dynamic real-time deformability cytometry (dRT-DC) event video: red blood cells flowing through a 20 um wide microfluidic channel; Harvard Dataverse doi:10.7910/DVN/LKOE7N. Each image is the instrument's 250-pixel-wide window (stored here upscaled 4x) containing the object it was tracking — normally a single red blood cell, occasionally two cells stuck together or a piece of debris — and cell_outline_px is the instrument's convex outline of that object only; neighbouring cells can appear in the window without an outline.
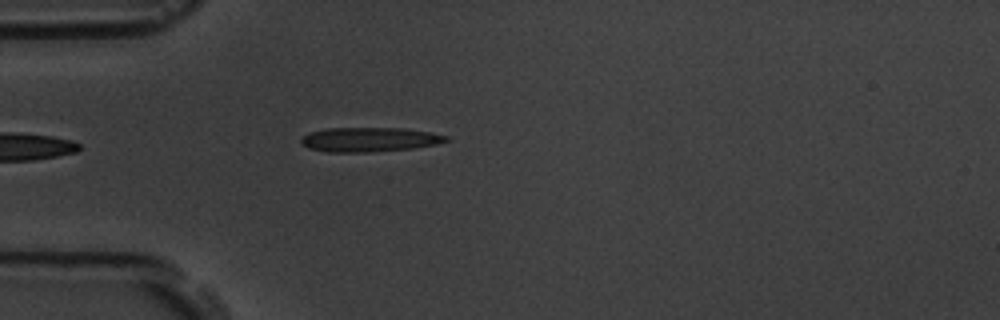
{"species": "common noctule bat (a hibernating species)", "species_latin": "Nyctalus noctula", "temperature_condition": "room temperature", "stored_images_in_passage": 5, "camera_frame_rate_fps": 3000, "um_per_image_px": 0.085, "animal": {"sex": "male", "body_mass_g": 19.5, "forearm_length_mm": 54.6}, "frame": {"image": 1, "passage_image": 5, "time_ms": 4.667, "image_size_px": [1000, 320], "cell_outline_px": [[452, 140], [436, 144], [412, 148], [368, 152], [328, 152], [308, 148], [300, 144], [300, 140], [308, 132], [328, 128], [404, 128], [432, 132], [448, 136]], "centroid_in_image_um": [31.41, 11.85], "position_along_channel_um": 53.6, "area_um2": 20.75}}